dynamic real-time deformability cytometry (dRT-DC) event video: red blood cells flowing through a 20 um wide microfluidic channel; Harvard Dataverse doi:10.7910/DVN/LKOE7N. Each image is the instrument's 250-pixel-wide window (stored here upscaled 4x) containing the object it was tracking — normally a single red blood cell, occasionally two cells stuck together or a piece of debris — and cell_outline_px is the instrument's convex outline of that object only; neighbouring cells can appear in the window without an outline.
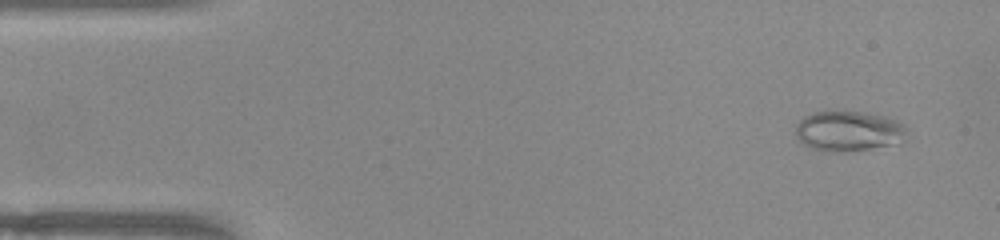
{"species": "common noctule bat (a hibernating species)", "species_latin": "Nyctalus noctula", "temperature_condition": "warm", "stored_images_in_passage": 48, "camera_frame_rate_fps": 3000, "um_per_image_px": 0.085, "animal": {"sex": "female", "body_mass_g": 22.0, "forearm_length_mm": 56.7}, "frame": {"image": 1, "passage_image": 1, "time_ms": 0.0, "image_size_px": [1000, 240], "cell_outline_px": [[908, 128], [904, 132], [888, 144], [868, 148], [844, 152], [824, 152], [812, 148], [804, 144], [796, 136], [796, 124], [804, 116], [816, 112], [860, 112], [888, 116], [904, 124]], "centroid_in_image_um": [72.02, 11.13], "position_along_channel_um": 13.0, "area_um2": 25.32}}
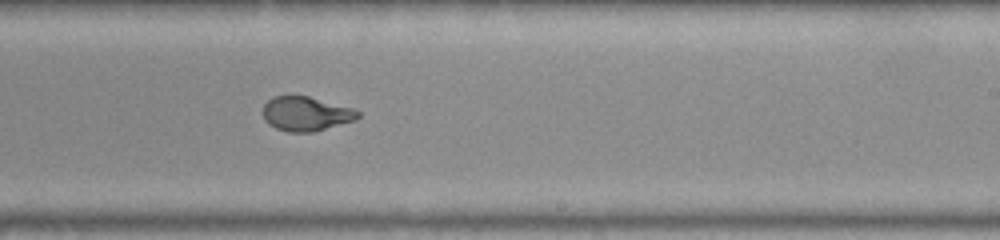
{"frame": {"image": 2, "passage_image": 28, "time_ms": 9.0, "image_size_px": [1000, 240], "cell_outline_px": [[360, 116], [356, 120], [312, 132], [288, 132], [276, 128], [268, 124], [264, 120], [264, 104], [272, 96], [308, 96], [352, 108], [360, 112]], "centroid_in_image_um": [26.0, 9.67], "position_along_channel_um": 263.0, "area_um2": 18.9}}
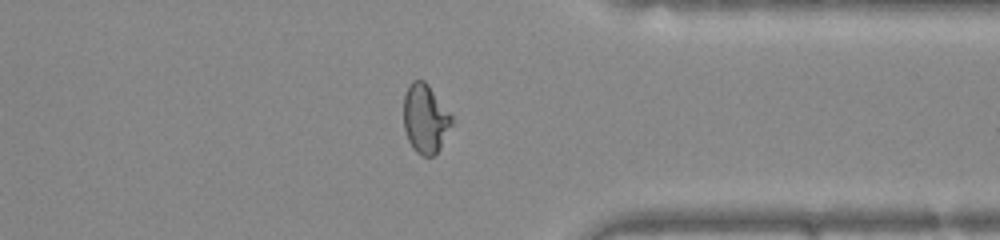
{"frame": {"image": 3, "passage_image": 37, "time_ms": 12.0, "image_size_px": [1000, 240], "cell_outline_px": [[452, 124], [440, 148], [432, 156], [424, 156], [416, 152], [412, 148], [408, 140], [404, 128], [404, 96], [412, 80], [424, 80], [428, 84], [452, 116]], "centroid_in_image_um": [36.14, 10.09], "position_along_channel_um": 375.3, "area_um2": 19.13}, "authors_computed_cell_mechanics": {"area_um2": 19.9699, "velocity_mm_per_s": 3.9684, "shape_relaxation_time_tau1_ms": 10.8737, "shape_relaxation_time_tau2_ms": null, "deformation_change_tau1": 0.3813, "deformation_change_tau2": null}}